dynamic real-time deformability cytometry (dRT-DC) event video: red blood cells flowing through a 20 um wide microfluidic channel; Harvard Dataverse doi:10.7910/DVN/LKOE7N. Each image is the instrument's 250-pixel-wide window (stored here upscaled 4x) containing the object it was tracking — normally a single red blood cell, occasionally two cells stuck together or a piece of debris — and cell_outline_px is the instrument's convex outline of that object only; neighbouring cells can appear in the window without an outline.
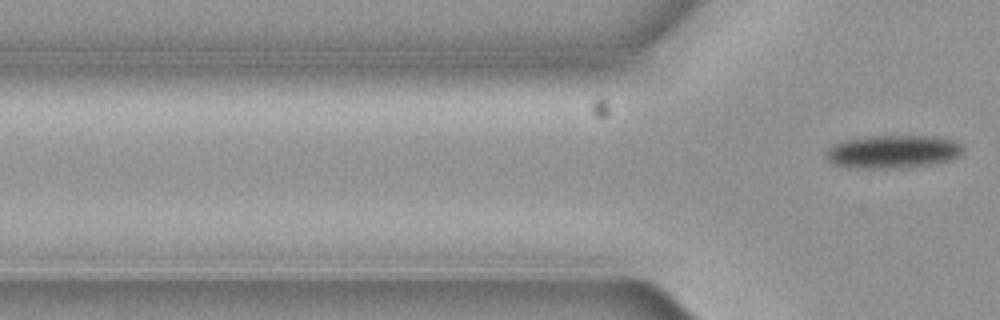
{"species": "common noctule bat (a hibernating species)", "species_latin": "Nyctalus noctula", "temperature_condition": "cold", "stored_images_in_passage": 3, "camera_frame_rate_fps": 3000, "um_per_image_px": 0.085, "animal": {"sex": "female", "body_mass_g": 19.3, "forearm_length_mm": 54.1}, "frame": {"image": 1, "passage_image": 3, "time_ms": 0.667, "image_size_px": [1000, 320], "cell_outline_px": [[964, 148], [960, 156], [948, 160], [932, 164], [896, 168], [856, 168], [832, 164], [824, 156], [824, 152], [832, 144], [840, 140], [872, 136], [932, 136], [956, 140]], "centroid_in_image_um": [75.85, 12.88], "position_along_channel_um": 49.9, "area_um2": 26.7}}